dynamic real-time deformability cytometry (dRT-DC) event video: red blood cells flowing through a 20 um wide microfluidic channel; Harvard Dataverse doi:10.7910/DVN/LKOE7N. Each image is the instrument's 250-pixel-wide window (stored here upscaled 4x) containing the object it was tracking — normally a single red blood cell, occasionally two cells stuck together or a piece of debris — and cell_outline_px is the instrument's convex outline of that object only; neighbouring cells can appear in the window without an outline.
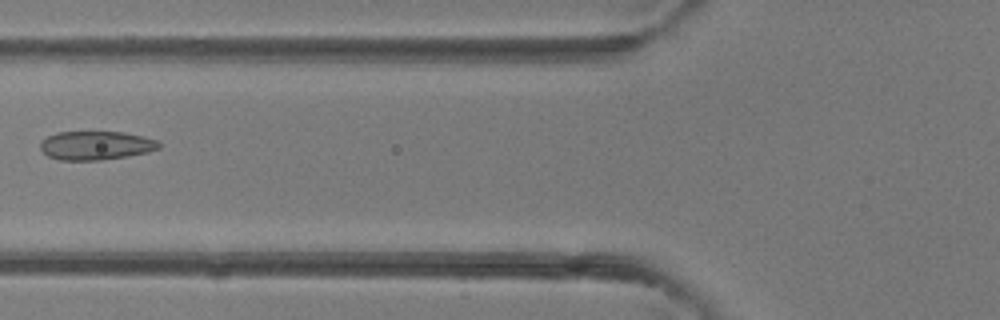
{"species": "common noctule bat (a hibernating species)", "species_latin": "Nyctalus noctula", "temperature_condition": "room temperature", "stored_images_in_passage": 5, "camera_frame_rate_fps": 3000, "um_per_image_px": 0.085, "animal": {"sex": "female"}, "frame": {"image": 1, "passage_image": 5, "time_ms": 5.333, "image_size_px": [1000, 320], "cell_outline_px": [[160, 148], [148, 152], [128, 156], [100, 160], [60, 160], [48, 156], [40, 148], [40, 144], [48, 136], [56, 132], [124, 132], [144, 136], [156, 140], [160, 144]], "centroid_in_image_um": [8.17, 12.36], "position_along_channel_um": 117.6, "area_um2": 19.83}}